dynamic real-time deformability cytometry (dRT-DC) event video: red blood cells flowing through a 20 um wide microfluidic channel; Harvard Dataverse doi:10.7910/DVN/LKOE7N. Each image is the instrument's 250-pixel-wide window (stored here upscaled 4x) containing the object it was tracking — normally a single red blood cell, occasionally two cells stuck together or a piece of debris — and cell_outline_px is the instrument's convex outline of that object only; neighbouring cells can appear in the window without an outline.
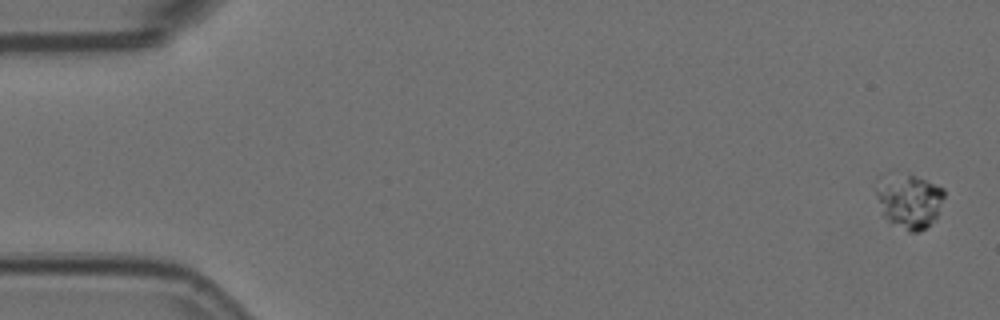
{"species": "Egyptian fruit bat (a non-hibernating species)", "species_latin": "Rousettus aegyptiacus", "temperature_condition": "room temperature", "stored_images_in_passage": 10, "camera_frame_rate_fps": 3000, "um_per_image_px": 0.085, "animal": {"sex": "female"}, "frame": {"image": 1, "passage_image": 2, "time_ms": 0.333, "image_size_px": [1000, 320], "cell_outline_px": [[944, 196], [936, 216], [920, 232], [908, 232], [888, 220], [884, 216], [876, 192], [876, 188], [880, 172], [888, 168], [896, 168], [908, 172], [928, 180], [944, 188]], "centroid_in_image_um": [77.21, 16.92], "position_along_channel_um": 7.8, "area_um2": 22.48}}